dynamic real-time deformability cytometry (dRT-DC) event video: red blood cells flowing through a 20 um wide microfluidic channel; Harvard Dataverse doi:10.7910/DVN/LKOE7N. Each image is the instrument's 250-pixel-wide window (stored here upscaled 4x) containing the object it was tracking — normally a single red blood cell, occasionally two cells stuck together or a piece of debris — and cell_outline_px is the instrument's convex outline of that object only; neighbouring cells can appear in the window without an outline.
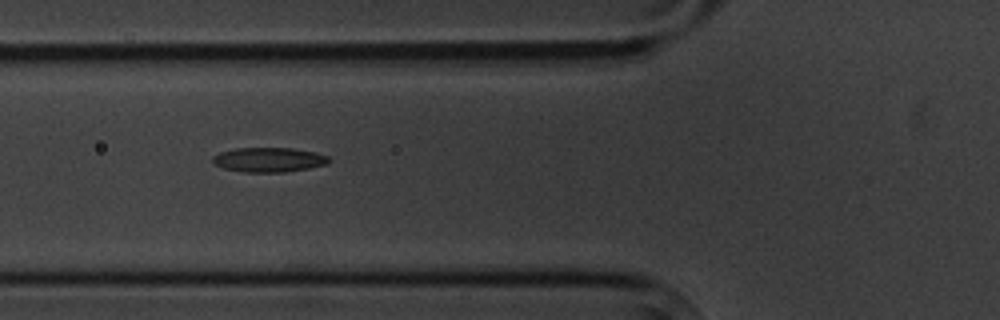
{"species": "common noctule bat (a hibernating species)", "species_latin": "Nyctalus noctula", "temperature_condition": "cold", "stored_images_in_passage": 8, "camera_frame_rate_fps": 3000, "um_per_image_px": 0.085, "animal": {"sex": "male", "body_mass_g": 20.1, "forearm_length_mm": 53.5}, "frame": {"image": 1, "passage_image": 6, "time_ms": 5.667, "image_size_px": [1000, 320], "cell_outline_px": [[332, 160], [328, 164], [308, 168], [284, 172], [244, 172], [224, 168], [212, 164], [212, 156], [220, 152], [236, 148], [292, 148], [312, 152], [328, 156]], "centroid_in_image_um": [22.83, 13.58], "position_along_channel_um": 103.0, "area_um2": 16.65}}
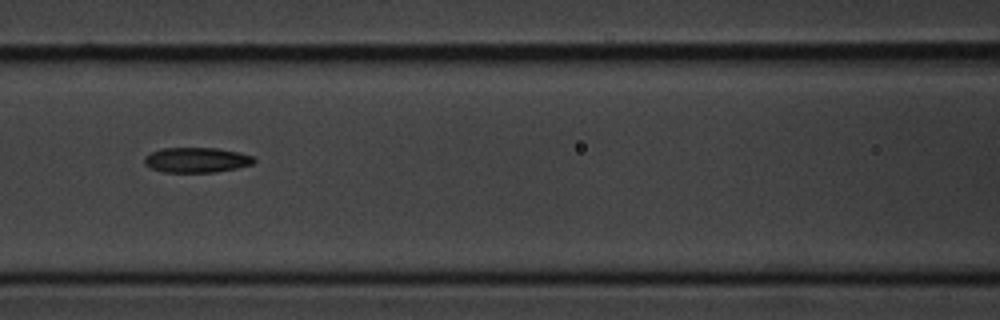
{"frame": {"image": 2, "passage_image": 7, "time_ms": 7.0, "image_size_px": [1000, 320], "cell_outline_px": [[256, 160], [252, 164], [236, 168], [212, 172], [164, 172], [148, 168], [144, 164], [144, 156], [160, 148], [216, 148], [240, 152], [256, 156]], "centroid_in_image_um": [16.7, 13.59], "position_along_channel_um": 149.9, "area_um2": 16.18}}
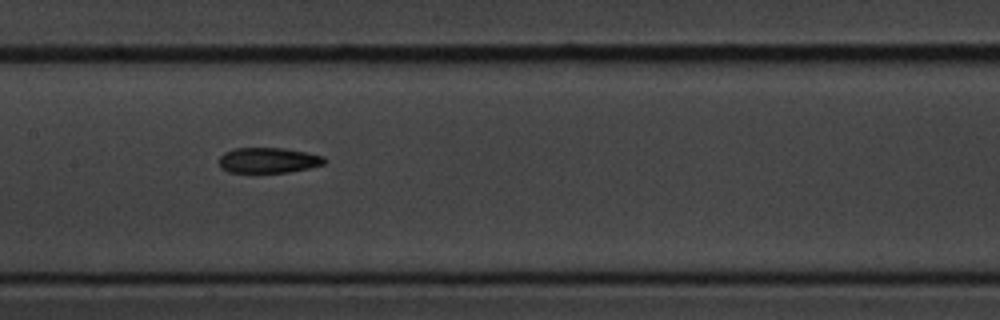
{"frame": {"image": 3, "passage_image": 8, "time_ms": 8.0, "image_size_px": [1000, 320], "cell_outline_px": [[328, 160], [324, 164], [308, 168], [288, 172], [228, 172], [220, 168], [220, 156], [224, 152], [236, 148], [284, 148], [324, 156]], "centroid_in_image_um": [22.81, 13.62], "position_along_channel_um": 184.6, "area_um2": 15.55}}